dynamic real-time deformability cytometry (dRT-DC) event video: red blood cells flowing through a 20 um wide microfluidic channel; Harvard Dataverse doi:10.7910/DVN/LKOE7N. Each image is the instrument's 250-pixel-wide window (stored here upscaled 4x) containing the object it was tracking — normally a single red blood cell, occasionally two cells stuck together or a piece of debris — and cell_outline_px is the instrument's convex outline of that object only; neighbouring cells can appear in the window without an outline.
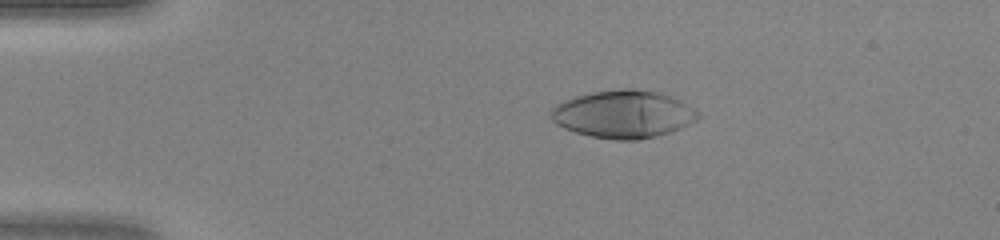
{"species": "human", "species_latin": "Homo sapiens", "temperature_condition": "warm", "stored_images_in_passage": 47, "camera_frame_rate_fps": 3000, "um_per_image_px": 0.085, "donor": {"sex": "female"}, "frame": {"image": 1, "passage_image": 10, "time_ms": 3.0, "image_size_px": [1000, 240], "cell_outline_px": [[700, 116], [696, 120], [672, 132], [656, 136], [636, 140], [616, 140], [592, 136], [576, 132], [564, 128], [556, 124], [552, 120], [548, 112], [556, 104], [564, 100], [576, 96], [592, 92], [620, 88], [632, 88], [656, 92], [680, 100], [688, 104], [700, 112]], "centroid_in_image_um": [52.97, 9.7], "position_along_channel_um": 32.0, "area_um2": 40.92}}
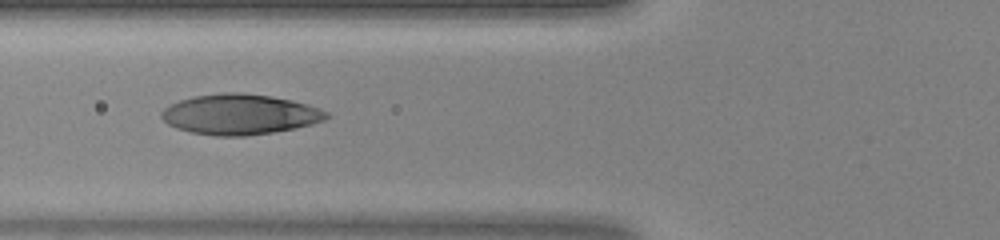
{"frame": {"image": 2, "passage_image": 19, "time_ms": 6.0, "image_size_px": [1000, 240], "cell_outline_px": [[328, 116], [324, 120], [312, 124], [296, 128], [272, 132], [244, 136], [216, 136], [192, 132], [176, 128], [168, 124], [160, 116], [160, 112], [164, 108], [180, 100], [192, 96], [224, 92], [240, 92], [272, 96], [292, 100], [308, 104], [320, 108], [328, 112]], "centroid_in_image_um": [20.39, 9.71], "position_along_channel_um": 105.4, "area_um2": 38.9}}
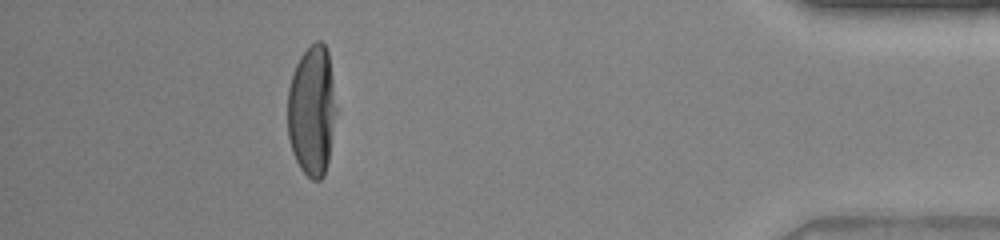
{"frame": {"image": 3, "passage_image": 43, "time_ms": 14.0, "image_size_px": [1000, 240], "cell_outline_px": [[336, 112], [328, 160], [324, 176], [320, 180], [312, 180], [300, 168], [292, 152], [288, 136], [288, 88], [292, 72], [300, 56], [316, 40], [320, 40], [324, 44], [328, 52], [336, 108]], "centroid_in_image_um": [26.5, 9.41], "position_along_channel_um": 408.7, "area_um2": 36.82}}